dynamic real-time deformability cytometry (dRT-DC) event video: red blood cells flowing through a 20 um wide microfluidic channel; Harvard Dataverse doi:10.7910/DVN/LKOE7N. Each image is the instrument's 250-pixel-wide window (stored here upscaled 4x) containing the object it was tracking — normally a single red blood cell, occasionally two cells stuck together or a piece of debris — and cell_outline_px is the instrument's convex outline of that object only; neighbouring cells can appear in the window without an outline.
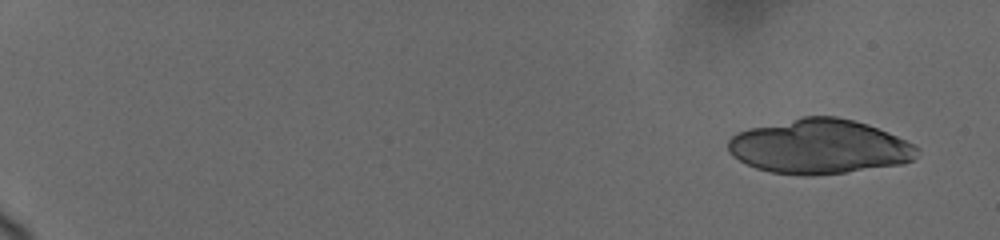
{"species": "human", "species_latin": "Homo sapiens", "temperature_condition": "cold", "stored_images_in_passage": 27, "camera_frame_rate_fps": 3000, "um_per_image_px": 0.085, "donor": {"sex": "female"}, "frame": {"image": 1, "passage_image": 1, "time_ms": 0.0, "image_size_px": [1000, 240], "cell_outline_px": [[916, 148], [912, 160], [900, 164], [816, 176], [804, 176], [772, 172], [756, 168], [732, 156], [728, 148], [728, 140], [736, 132], [748, 128], [804, 116], [836, 116], [868, 124], [896, 136], [912, 144]], "centroid_in_image_um": [69.57, 12.46], "position_along_channel_um": 15.4, "area_um2": 59.53}}
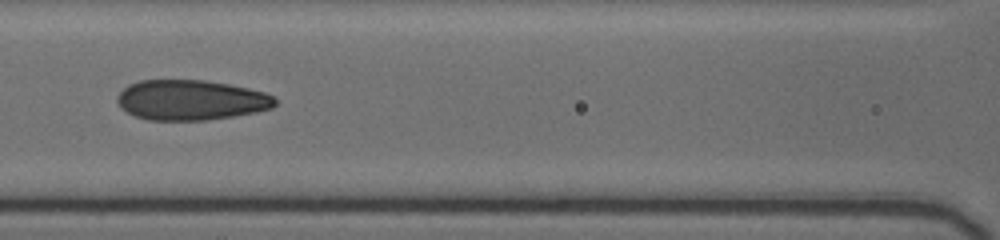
{"frame": {"image": 2, "passage_image": 16, "time_ms": 9.0, "image_size_px": [1000, 240], "cell_outline_px": [[276, 104], [272, 108], [256, 112], [232, 116], [204, 120], [148, 120], [136, 116], [120, 108], [116, 100], [120, 92], [128, 84], [140, 80], [204, 80], [228, 84], [248, 88], [264, 92], [272, 96], [276, 100]], "centroid_in_image_um": [16.21, 8.5], "position_along_channel_um": 150.4, "area_um2": 36.88}}
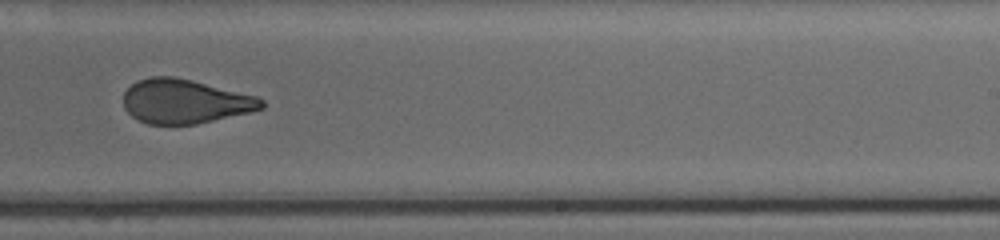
{"frame": {"image": 3, "passage_image": 22, "time_ms": 12.333, "image_size_px": [1000, 240], "cell_outline_px": [[264, 108], [248, 112], [196, 124], [148, 124], [132, 116], [124, 108], [124, 92], [136, 80], [152, 76], [172, 76], [192, 80], [256, 96], [264, 100]], "centroid_in_image_um": [15.7, 8.61], "position_along_channel_um": 273.3, "area_um2": 35.32}}